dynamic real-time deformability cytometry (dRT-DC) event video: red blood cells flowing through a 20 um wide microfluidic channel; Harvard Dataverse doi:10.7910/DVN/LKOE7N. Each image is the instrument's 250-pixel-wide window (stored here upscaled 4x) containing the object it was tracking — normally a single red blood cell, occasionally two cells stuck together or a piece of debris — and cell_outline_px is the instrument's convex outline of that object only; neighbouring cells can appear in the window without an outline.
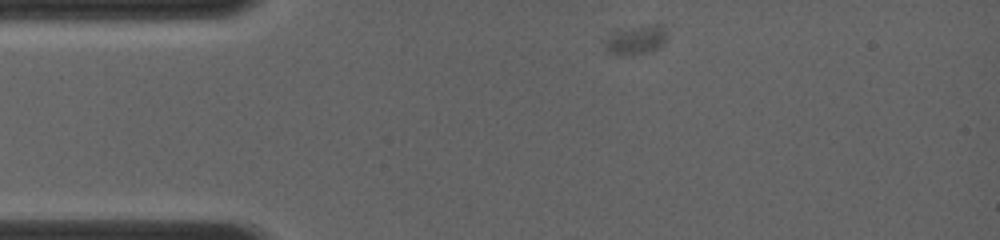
{"species": "common noctule bat (a hibernating species)", "species_latin": "Nyctalus noctula", "temperature_condition": "room temperature", "stored_images_in_passage": 10, "camera_frame_rate_fps": 4000, "um_per_image_px": 0.085, "animal": {"sex": "female", "body_mass_g": 19.0, "forearm_length_mm": 56.7}, "frame": {"image": 1, "passage_image": 1, "time_ms": 0.0, "image_size_px": [1000, 240], "cell_outline_px": [[664, 44], [656, 48], [632, 56], [620, 56], [608, 52], [604, 48], [604, 40], [608, 36], [632, 28], [652, 24], [664, 24]], "centroid_in_image_um": [54.02, 3.43], "position_along_channel_um": 31.0, "area_um2": 10.17}}